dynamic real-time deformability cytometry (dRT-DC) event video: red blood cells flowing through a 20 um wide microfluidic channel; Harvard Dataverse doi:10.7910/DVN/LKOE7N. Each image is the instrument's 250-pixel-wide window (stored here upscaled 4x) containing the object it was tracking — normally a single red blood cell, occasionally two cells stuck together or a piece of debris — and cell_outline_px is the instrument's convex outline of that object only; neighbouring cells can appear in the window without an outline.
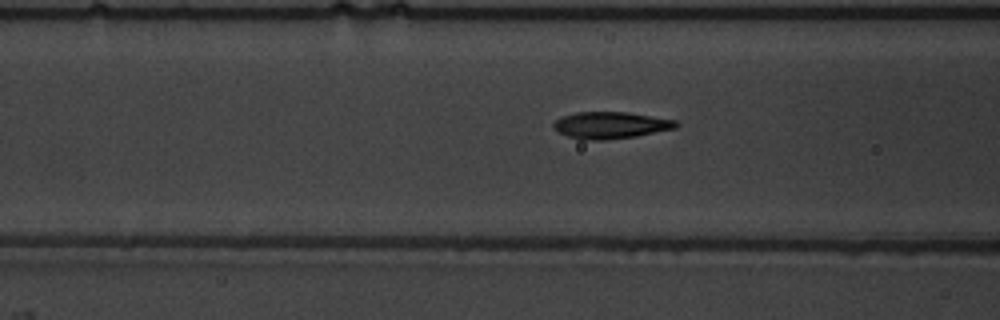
{"species": "common noctule bat (a hibernating species)", "species_latin": "Nyctalus noctula", "temperature_condition": "warm", "stored_images_in_passage": 52, "camera_frame_rate_fps": 3000, "um_per_image_px": 0.085, "animal": {"sex": "male", "body_mass_g": 19.5, "forearm_length_mm": 54.6}, "frame": {"image": 1, "passage_image": 19, "time_ms": 6.0, "image_size_px": [1000, 320], "cell_outline_px": [[680, 124], [676, 128], [636, 136], [604, 140], [580, 140], [568, 136], [552, 128], [552, 124], [560, 116], [576, 112], [628, 112], [676, 120]], "centroid_in_image_um": [51.88, 10.64], "position_along_channel_um": 114.7, "area_um2": 19.25}}
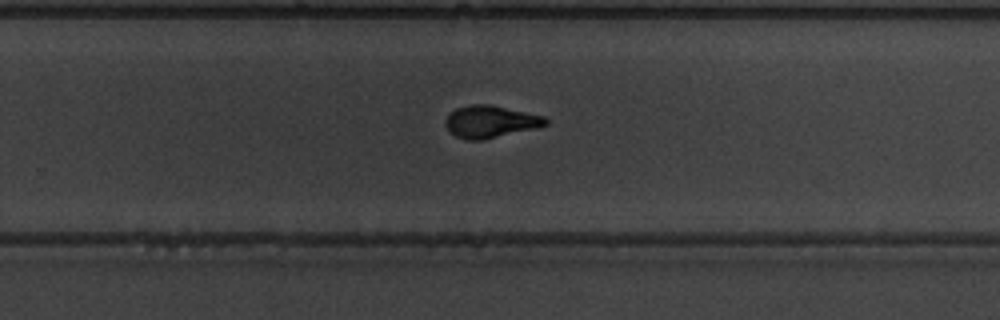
{"frame": {"image": 2, "passage_image": 33, "time_ms": 10.667, "image_size_px": [1000, 320], "cell_outline_px": [[548, 124], [540, 128], [484, 140], [468, 140], [456, 136], [448, 132], [444, 124], [444, 120], [456, 108], [472, 104], [488, 104], [544, 116], [548, 120]], "centroid_in_image_um": [41.7, 10.36], "position_along_channel_um": 288.1, "area_um2": 19.02}}
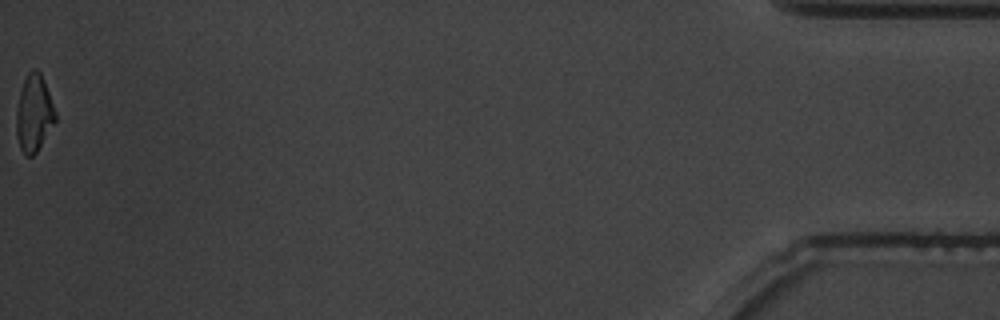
{"frame": {"image": 3, "passage_image": 52, "time_ms": 17.0, "image_size_px": [1000, 320], "cell_outline_px": [[56, 120], [36, 152], [32, 156], [28, 156], [20, 148], [16, 136], [16, 108], [20, 92], [24, 80], [28, 72], [32, 68], [36, 68], [40, 72], [44, 80], [56, 112]], "centroid_in_image_um": [2.88, 9.6], "position_along_channel_um": 432.3, "area_um2": 17.4}, "authors_computed_cell_mechanics": {"area_um2": 18.2359, "velocity_mm_per_s": 3.7298, "shape_relaxation_time_tau1_ms": 4.4232, "shape_relaxation_time_tau2_ms": 1.0452, "deformation_change_tau1": 0.2078, "deformation_change_tau2": 0.0588}}